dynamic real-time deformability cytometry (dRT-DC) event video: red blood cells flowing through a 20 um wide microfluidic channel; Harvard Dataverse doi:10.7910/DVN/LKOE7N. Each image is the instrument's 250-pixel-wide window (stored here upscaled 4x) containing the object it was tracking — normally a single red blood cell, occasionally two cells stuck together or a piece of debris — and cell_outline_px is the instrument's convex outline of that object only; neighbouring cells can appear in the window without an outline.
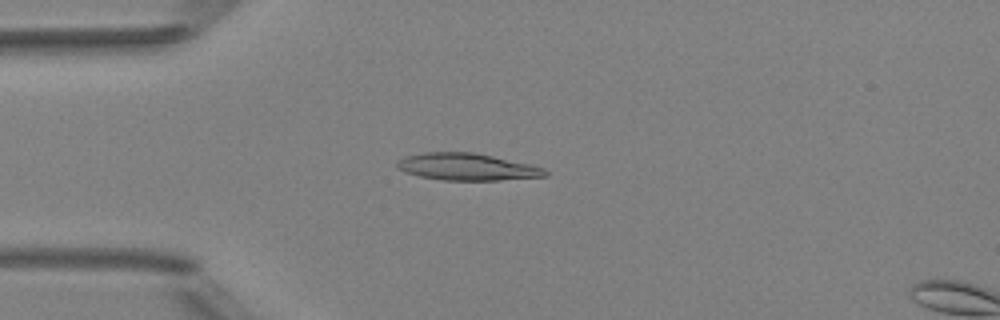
{"species": "Egyptian fruit bat (a non-hibernating species)", "species_latin": "Rousettus aegyptiacus", "temperature_condition": "room temperature", "stored_images_in_passage": 4, "camera_frame_rate_fps": 3000, "um_per_image_px": 0.085, "animal": {"sex": "female"}, "frame": {"image": 1, "passage_image": 3, "time_ms": 2.333, "image_size_px": [1000, 320], "cell_outline_px": [[548, 176], [500, 180], [440, 180], [420, 176], [404, 172], [396, 168], [396, 160], [404, 156], [424, 152], [472, 152], [492, 156], [528, 164], [544, 168], [548, 172]], "centroid_in_image_um": [39.63, 14.18], "position_along_channel_um": 45.4, "area_um2": 23.35}}